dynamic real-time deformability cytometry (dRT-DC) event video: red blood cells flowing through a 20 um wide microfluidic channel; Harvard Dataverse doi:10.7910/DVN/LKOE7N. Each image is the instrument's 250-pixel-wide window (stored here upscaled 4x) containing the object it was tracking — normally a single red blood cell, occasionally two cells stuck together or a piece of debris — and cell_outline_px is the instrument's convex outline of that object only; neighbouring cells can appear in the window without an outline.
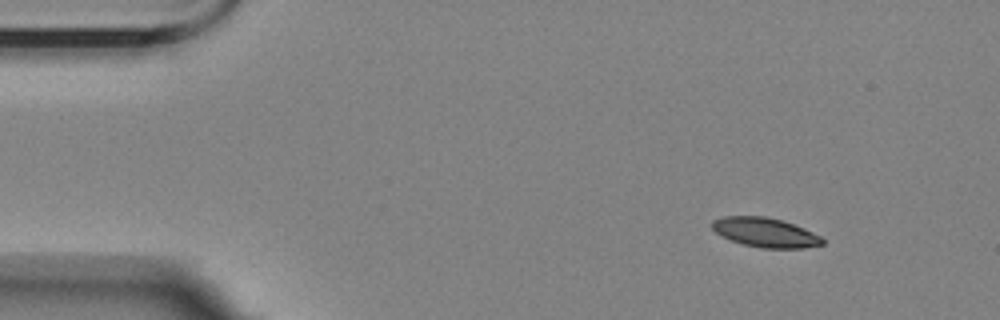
{"species": "Egyptian fruit bat (a non-hibernating species)", "species_latin": "Rousettus aegyptiacus", "temperature_condition": "room temperature", "stored_images_in_passage": 4, "camera_frame_rate_fps": 3000, "um_per_image_px": 0.085, "animal": {"sex": "female"}, "frame": {"image": 1, "passage_image": 1, "time_ms": 0.0, "image_size_px": [1000, 320], "cell_outline_px": [[824, 244], [804, 248], [760, 248], [744, 244], [732, 240], [716, 232], [712, 228], [712, 220], [724, 216], [764, 216], [784, 220], [804, 228], [820, 236], [824, 240]], "centroid_in_image_um": [65.07, 19.75], "position_along_channel_um": 19.9, "area_um2": 18.84}}
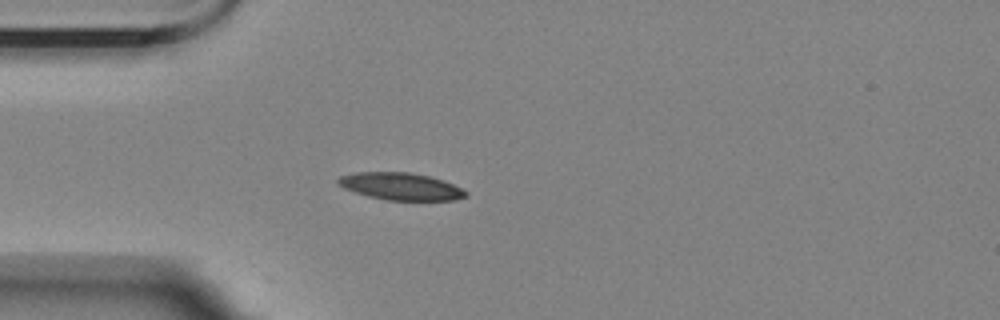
{"frame": {"image": 2, "passage_image": 3, "time_ms": 3.0, "image_size_px": [1000, 320], "cell_outline_px": [[468, 196], [452, 200], [388, 200], [368, 196], [344, 188], [336, 184], [336, 180], [340, 176], [356, 172], [408, 172], [428, 176], [444, 180], [468, 192]], "centroid_in_image_um": [34.04, 15.84], "position_along_channel_um": 51.0, "area_um2": 20.17}}